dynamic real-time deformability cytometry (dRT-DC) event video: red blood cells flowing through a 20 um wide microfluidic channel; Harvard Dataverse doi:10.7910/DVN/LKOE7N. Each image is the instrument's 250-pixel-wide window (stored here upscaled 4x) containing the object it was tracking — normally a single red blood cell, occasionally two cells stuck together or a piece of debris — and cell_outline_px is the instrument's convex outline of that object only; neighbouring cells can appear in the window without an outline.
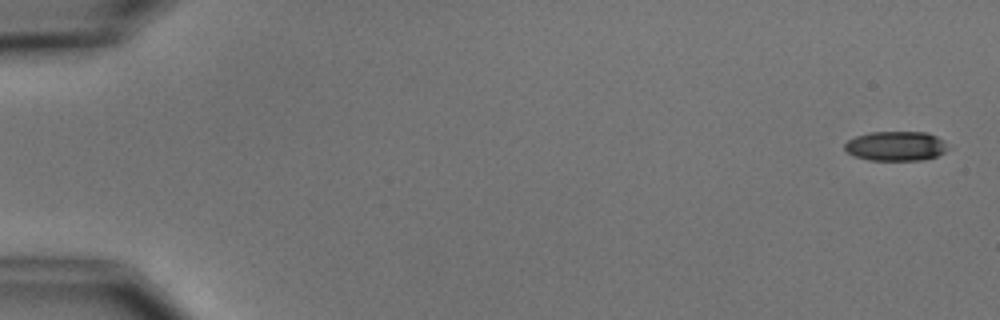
{"species": "common noctule bat (a hibernating species)", "species_latin": "Nyctalus noctula", "temperature_condition": "cold", "stored_images_in_passage": 8, "camera_frame_rate_fps": 3000, "um_per_image_px": 0.085, "animal": {"sex": "male", "body_mass_g": 15.6}, "frame": {"image": 1, "passage_image": 1, "time_ms": 0.0, "image_size_px": [1000, 320], "cell_outline_px": [[944, 152], [936, 156], [920, 160], [868, 160], [856, 156], [848, 152], [844, 148], [844, 144], [848, 140], [856, 136], [872, 132], [924, 132], [936, 136], [944, 140]], "centroid_in_image_um": [76.1, 12.41], "position_along_channel_um": 8.9, "area_um2": 17.46}}
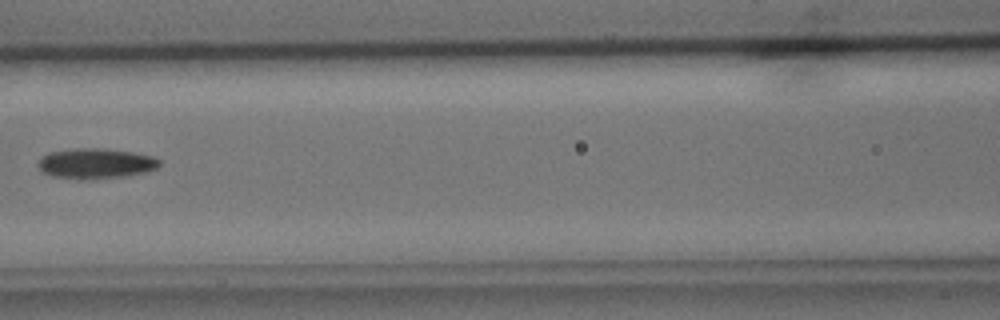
{"frame": {"image": 2, "passage_image": 7, "time_ms": 8.0, "image_size_px": [1000, 320], "cell_outline_px": [[160, 164], [156, 168], [148, 172], [124, 176], [88, 180], [52, 176], [44, 172], [36, 164], [40, 156], [48, 152], [72, 148], [100, 148], [132, 152], [152, 156], [160, 160]], "centroid_in_image_um": [8.1, 13.89], "position_along_channel_um": 158.5, "area_um2": 21.62}}
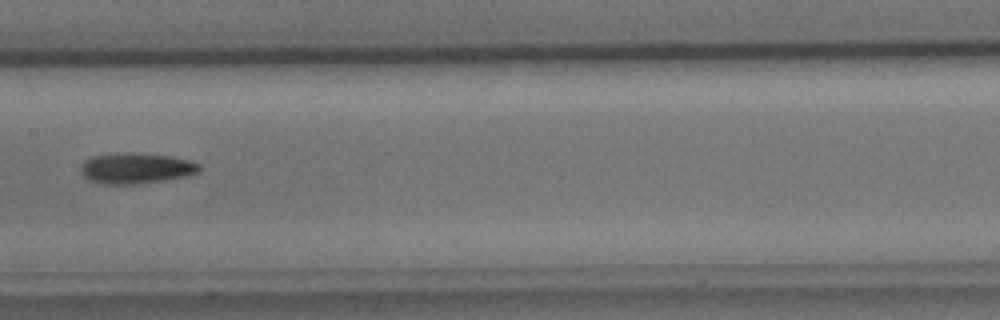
{"frame": {"image": 3, "passage_image": 8, "time_ms": 9.0, "image_size_px": [1000, 320], "cell_outline_px": [[200, 168], [196, 172], [188, 176], [164, 180], [136, 184], [104, 184], [88, 180], [80, 172], [80, 168], [84, 160], [92, 156], [124, 152], [132, 152], [168, 156], [192, 160], [200, 164]], "centroid_in_image_um": [11.54, 14.3], "position_along_channel_um": 195.9, "area_um2": 21.33}}